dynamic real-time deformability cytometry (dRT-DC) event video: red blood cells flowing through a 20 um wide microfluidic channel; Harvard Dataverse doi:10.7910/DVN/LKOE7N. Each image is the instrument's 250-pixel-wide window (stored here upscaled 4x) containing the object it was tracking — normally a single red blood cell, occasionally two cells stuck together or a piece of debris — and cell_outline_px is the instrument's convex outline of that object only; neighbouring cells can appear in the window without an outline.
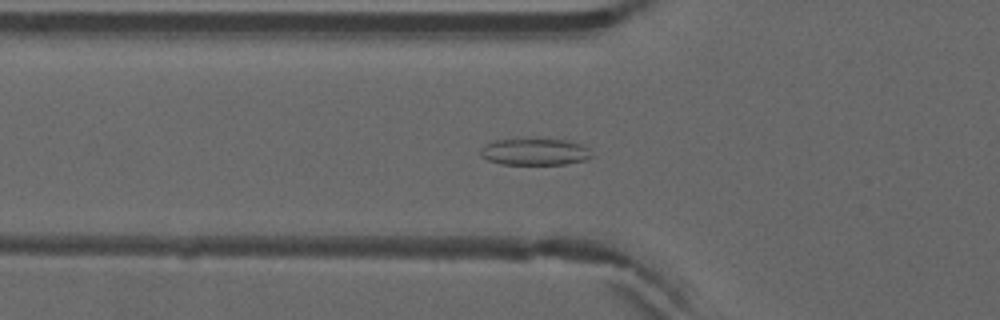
{"species": "common noctule bat (a hibernating species)", "species_latin": "Nyctalus noctula", "temperature_condition": "warm", "stored_images_in_passage": 54, "camera_frame_rate_fps": 3000, "um_per_image_px": 0.085, "animal": {"sex": "male", "forearm_length_mm": 52.5}, "frame": {"image": 1, "passage_image": 20, "time_ms": 6.333, "image_size_px": [1000, 320], "cell_outline_px": [[592, 156], [588, 160], [564, 164], [500, 164], [488, 160], [480, 156], [480, 152], [484, 144], [492, 140], [568, 140], [580, 144], [588, 148]], "centroid_in_image_um": [45.45, 12.92], "position_along_channel_um": 80.4, "area_um2": 17.17}}
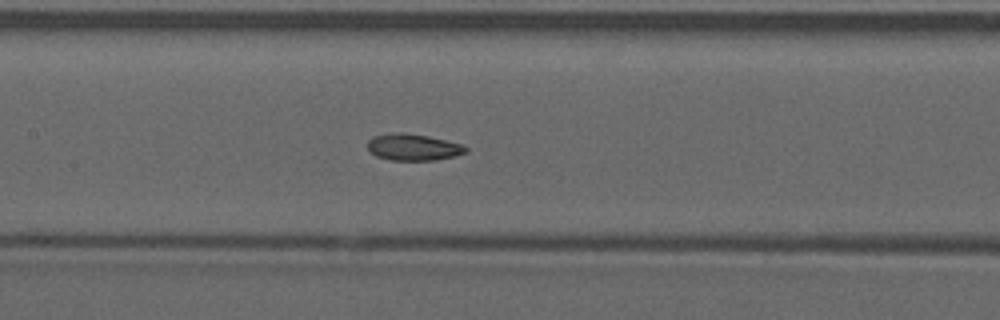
{"frame": {"image": 2, "passage_image": 27, "time_ms": 8.667, "image_size_px": [1000, 320], "cell_outline_px": [[468, 152], [436, 160], [392, 160], [376, 156], [368, 148], [368, 140], [372, 136], [388, 132], [400, 132], [428, 136], [464, 144], [468, 148]], "centroid_in_image_um": [35.13, 12.49], "position_along_channel_um": 172.3, "area_um2": 15.32}}
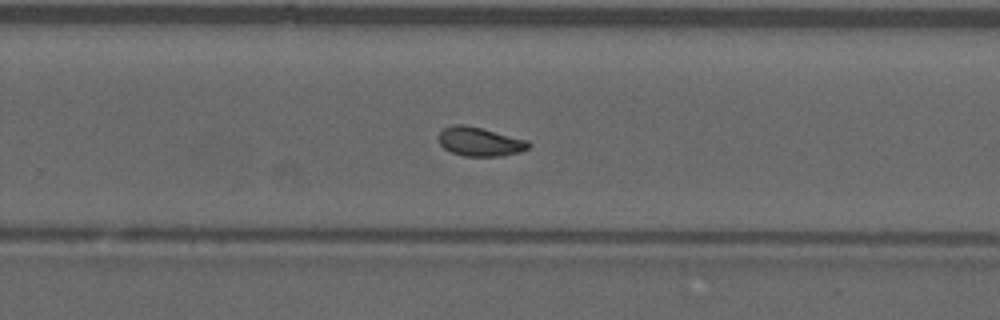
{"frame": {"image": 3, "passage_image": 36, "time_ms": 11.667, "image_size_px": [1000, 320], "cell_outline_px": [[532, 144], [528, 148], [520, 152], [504, 156], [464, 156], [452, 152], [444, 148], [440, 144], [436, 136], [444, 128], [452, 124], [464, 124], [528, 140]], "centroid_in_image_um": [40.77, 12.04], "position_along_channel_um": 289.0, "area_um2": 15.26}, "authors_computed_cell_mechanics": {"area_um2": 15.3459, "velocity_mm_per_s": 3.9144, "shape_relaxation_time_tau1_ms": 9.894, "shape_relaxation_time_tau2_ms": 2.0936, "deformation_change_tau1": 0.1669, "deformation_change_tau2": 0.0784}}